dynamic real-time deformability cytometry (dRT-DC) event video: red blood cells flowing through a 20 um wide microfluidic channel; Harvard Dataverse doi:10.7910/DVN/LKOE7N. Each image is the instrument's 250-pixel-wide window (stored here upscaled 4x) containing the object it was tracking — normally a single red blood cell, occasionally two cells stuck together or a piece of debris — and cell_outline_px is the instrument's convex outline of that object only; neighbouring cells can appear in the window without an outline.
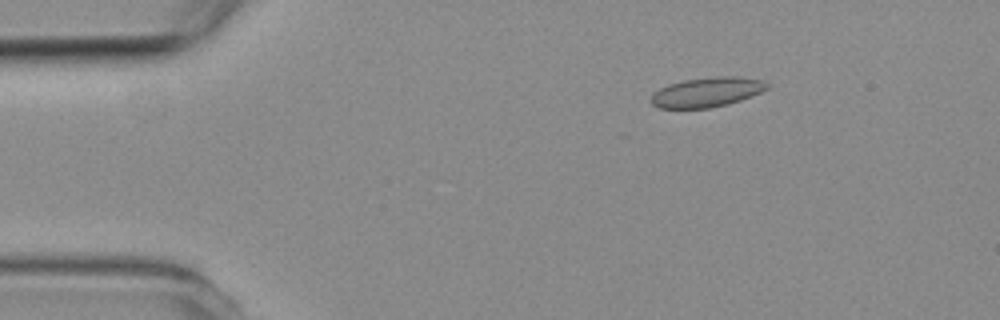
{"species": "common noctule bat (a hibernating species)", "species_latin": "Nyctalus noctula", "temperature_condition": "room temperature", "stored_images_in_passage": 3, "camera_frame_rate_fps": 3000, "um_per_image_px": 0.085, "animal": {"sex": "female", "body_mass_g": 19.3, "forearm_length_mm": 54.1}, "frame": {"image": 1, "passage_image": 2, "time_ms": 1.0, "image_size_px": [1000, 320], "cell_outline_px": [[768, 88], [760, 92], [740, 100], [728, 104], [708, 108], [656, 108], [652, 104], [652, 92], [668, 84], [684, 80], [720, 76], [732, 76], [760, 80], [768, 84]], "centroid_in_image_um": [60.03, 7.84], "position_along_channel_um": 25.0, "area_um2": 19.83}}
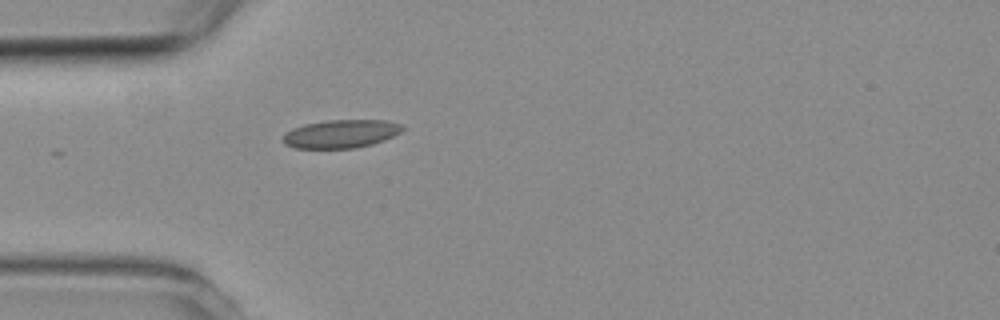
{"frame": {"image": 2, "passage_image": 3, "time_ms": 3.333, "image_size_px": [1000, 320], "cell_outline_px": [[404, 128], [400, 132], [384, 140], [372, 144], [356, 148], [296, 148], [284, 144], [284, 132], [292, 128], [304, 124], [328, 120], [384, 120], [400, 124]], "centroid_in_image_um": [28.96, 11.37], "position_along_channel_um": 56.0, "area_um2": 19.59}}